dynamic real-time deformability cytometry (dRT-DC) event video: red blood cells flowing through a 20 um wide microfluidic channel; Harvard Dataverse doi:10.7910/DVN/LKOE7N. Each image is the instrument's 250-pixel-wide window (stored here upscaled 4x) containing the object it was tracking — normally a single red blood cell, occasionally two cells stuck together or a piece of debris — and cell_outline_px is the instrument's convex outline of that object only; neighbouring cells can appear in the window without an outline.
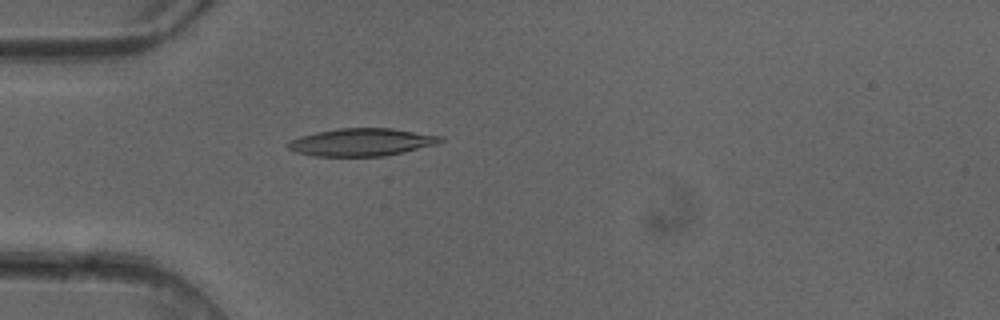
{"species": "common noctule bat (a hibernating species)", "species_latin": "Nyctalus noctula", "temperature_condition": "cold", "stored_images_in_passage": 3, "camera_frame_rate_fps": 3000, "um_per_image_px": 0.085, "animal": {"sex": "female"}, "frame": {"image": 1, "passage_image": 3, "time_ms": 0.667, "image_size_px": [1000, 320], "cell_outline_px": [[444, 140], [436, 144], [404, 152], [384, 156], [316, 156], [296, 152], [288, 148], [284, 144], [288, 140], [300, 136], [316, 132], [340, 128], [392, 128], [444, 136]], "centroid_in_image_um": [30.72, 12.08], "position_along_channel_um": 54.3, "area_um2": 24.68}}